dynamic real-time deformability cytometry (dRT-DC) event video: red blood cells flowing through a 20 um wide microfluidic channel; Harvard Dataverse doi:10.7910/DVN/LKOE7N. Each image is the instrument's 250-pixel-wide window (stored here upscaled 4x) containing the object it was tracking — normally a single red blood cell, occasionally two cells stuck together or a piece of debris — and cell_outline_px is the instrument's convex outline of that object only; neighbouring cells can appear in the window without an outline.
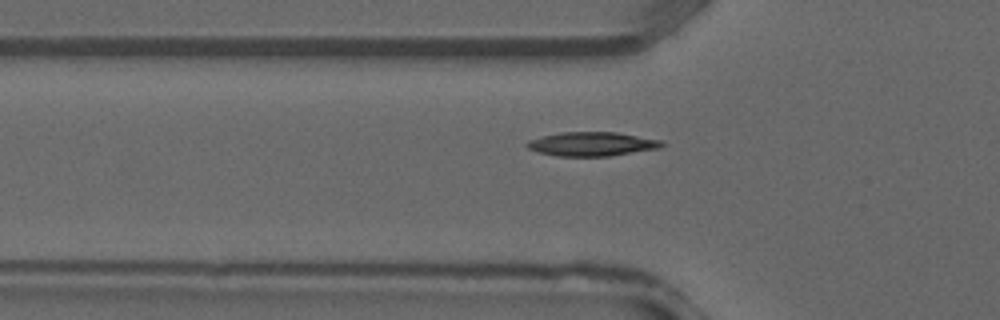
{"species": "common noctule bat (a hibernating species)", "species_latin": "Nyctalus noctula", "temperature_condition": "warm", "stored_images_in_passage": 37, "camera_frame_rate_fps": 3000, "um_per_image_px": 0.085, "animal": {"sex": "male", "forearm_length_mm": 52.5}, "frame": {"image": 1, "passage_image": 13, "time_ms": 4.0, "image_size_px": [1000, 320], "cell_outline_px": [[664, 144], [660, 148], [608, 156], [556, 156], [540, 152], [528, 148], [524, 144], [528, 140], [560, 132], [616, 132], [664, 140]], "centroid_in_image_um": [50.33, 12.23], "position_along_channel_um": 75.5, "area_um2": 18.84}}
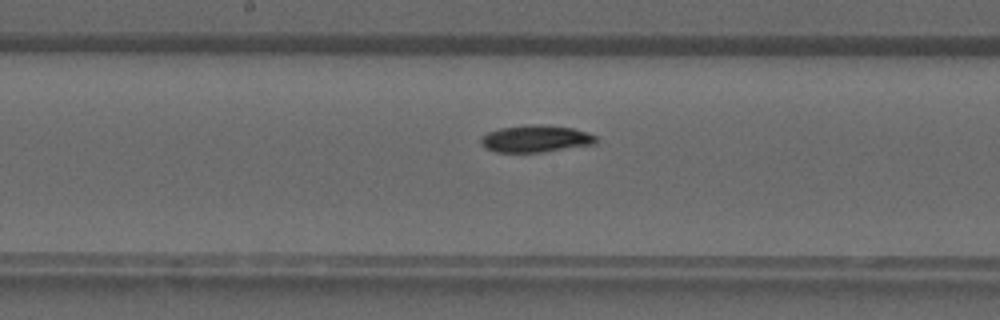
{"frame": {"image": 2, "passage_image": 20, "time_ms": 6.333, "image_size_px": [1000, 320], "cell_outline_px": [[596, 144], [544, 152], [496, 152], [484, 148], [480, 144], [480, 136], [488, 132], [500, 128], [528, 124], [540, 124], [572, 128], [588, 132], [596, 136]], "centroid_in_image_um": [45.51, 11.79], "position_along_channel_um": 202.7, "area_um2": 18.38}}
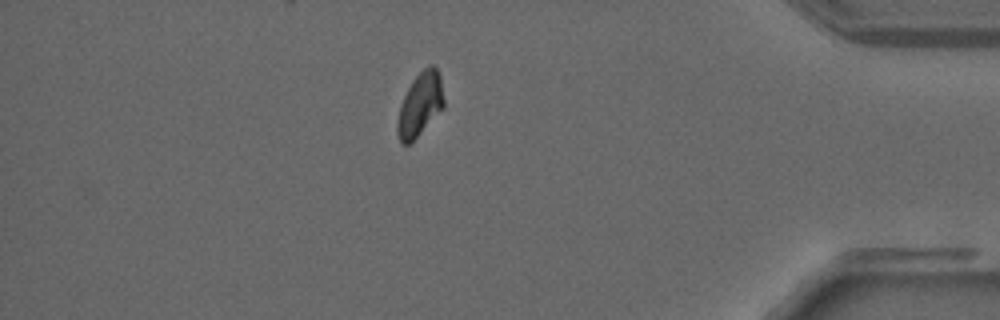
{"frame": {"image": 3, "passage_image": 33, "time_ms": 10.667, "image_size_px": [1000, 320], "cell_outline_px": [[444, 108], [408, 144], [400, 144], [396, 132], [396, 124], [400, 104], [412, 80], [424, 68], [432, 64], [436, 68], [440, 76], [444, 100]], "centroid_in_image_um": [35.69, 8.88], "position_along_channel_um": 399.5, "area_um2": 17.05}}